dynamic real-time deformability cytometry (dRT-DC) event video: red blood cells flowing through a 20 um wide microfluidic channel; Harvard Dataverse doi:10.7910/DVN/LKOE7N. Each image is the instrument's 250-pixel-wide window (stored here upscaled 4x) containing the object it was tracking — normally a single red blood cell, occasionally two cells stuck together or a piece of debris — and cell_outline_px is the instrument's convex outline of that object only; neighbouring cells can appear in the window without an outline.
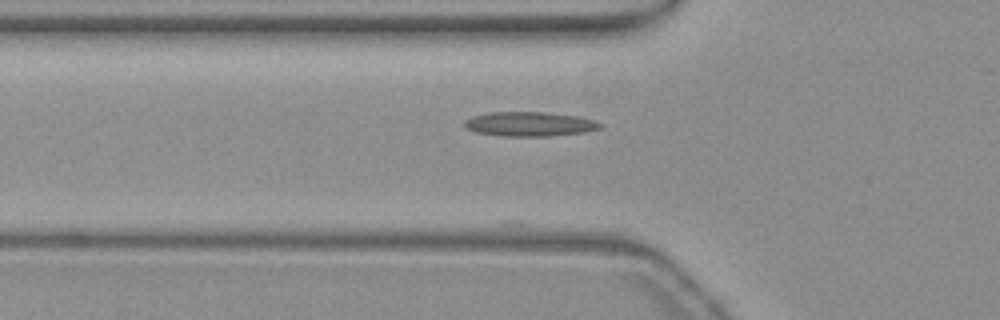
{"species": "common noctule bat (a hibernating species)", "species_latin": "Nyctalus noctula", "temperature_condition": "warm", "stored_images_in_passage": 34, "camera_frame_rate_fps": 3000, "um_per_image_px": 0.085, "animal": {"sex": "female", "body_mass_g": 19.3, "forearm_length_mm": 54.1}, "frame": {"image": 1, "passage_image": 3, "time_ms": 0.667, "image_size_px": [1000, 320], "cell_outline_px": [[604, 124], [600, 128], [584, 132], [548, 136], [504, 136], [476, 132], [464, 128], [464, 120], [472, 116], [488, 112], [544, 112], [580, 116]], "centroid_in_image_um": [44.99, 10.54], "position_along_channel_um": 80.8, "area_um2": 19.36}}
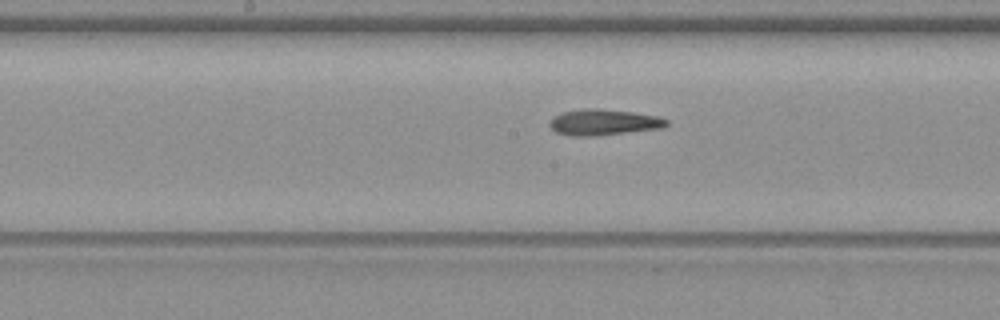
{"frame": {"image": 2, "passage_image": 12, "time_ms": 3.667, "image_size_px": [1000, 320], "cell_outline_px": [[668, 124], [660, 128], [592, 136], [568, 136], [556, 132], [548, 124], [560, 112], [580, 108], [596, 108], [632, 112], [656, 116], [668, 120]], "centroid_in_image_um": [51.25, 10.38], "position_along_channel_um": 196.9, "area_um2": 17.51}}
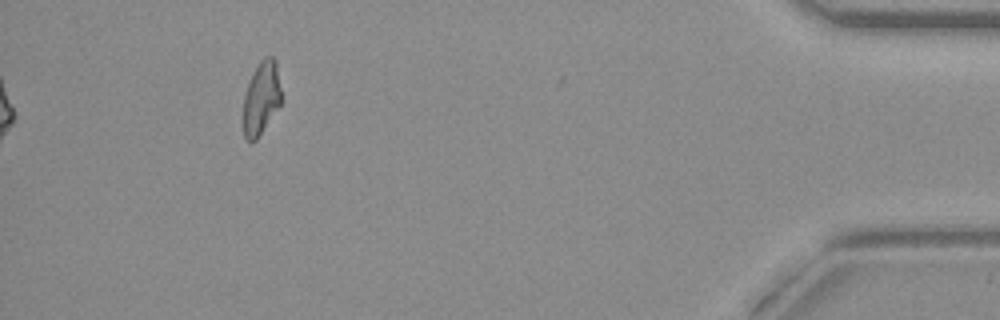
{"frame": {"image": 3, "passage_image": 34, "time_ms": 11.0, "image_size_px": [1000, 320], "cell_outline_px": [[280, 104], [256, 140], [252, 144], [244, 136], [240, 120], [244, 92], [260, 60], [264, 56], [272, 56], [276, 60], [280, 88]], "centroid_in_image_um": [22.14, 8.38], "position_along_channel_um": 413.1, "area_um2": 16.47}, "authors_computed_cell_mechanics": {"area_um2": 17.3111, "velocity_mm_per_s": 3.8406, "shape_relaxation_time_tau1_ms": null, "shape_relaxation_time_tau2_ms": 6.3588, "deformation_change_tau1": null, "deformation_change_tau2": 0.1293}}